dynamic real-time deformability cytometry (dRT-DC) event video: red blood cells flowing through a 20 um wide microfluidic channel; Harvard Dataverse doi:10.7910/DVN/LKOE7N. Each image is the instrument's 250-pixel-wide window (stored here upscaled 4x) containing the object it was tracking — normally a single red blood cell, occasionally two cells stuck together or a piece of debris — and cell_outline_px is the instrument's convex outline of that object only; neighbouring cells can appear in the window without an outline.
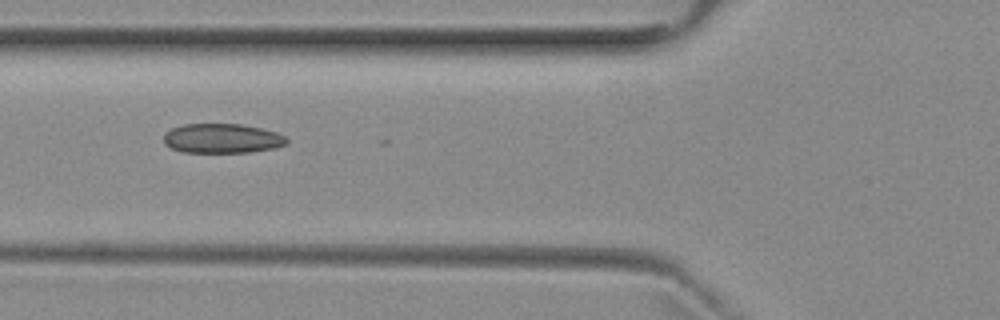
{"species": "common noctule bat (a hibernating species)", "species_latin": "Nyctalus noctula", "temperature_condition": "room temperature", "stored_images_in_passage": 4, "camera_frame_rate_fps": 3000, "um_per_image_px": 0.085, "animal": {"sex": "female", "body_mass_g": 29.2, "forearm_length_mm": 56.3}, "frame": {"image": 1, "passage_image": 2, "time_ms": 1.0, "image_size_px": [1000, 320], "cell_outline_px": [[288, 144], [276, 148], [252, 152], [184, 152], [172, 148], [164, 144], [164, 132], [172, 128], [184, 124], [244, 124], [276, 132], [284, 136], [288, 140]], "centroid_in_image_um": [18.9, 11.76], "position_along_channel_um": 106.9, "area_um2": 21.27}}
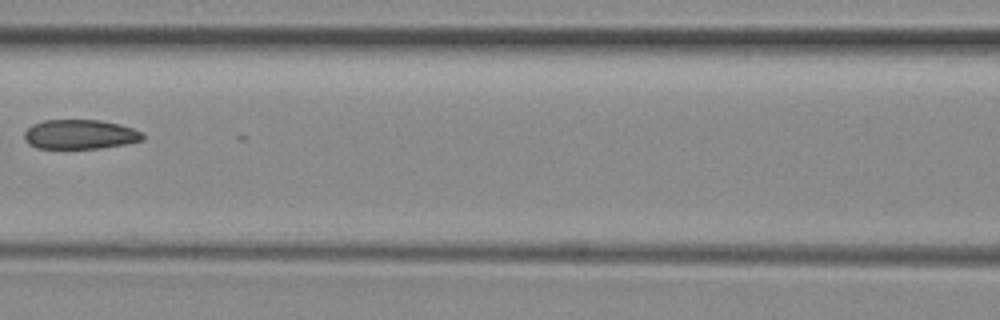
{"frame": {"image": 2, "passage_image": 3, "time_ms": 2.333, "image_size_px": [1000, 320], "cell_outline_px": [[144, 140], [124, 144], [100, 148], [36, 148], [28, 144], [24, 140], [24, 132], [32, 124], [44, 120], [100, 120], [120, 124], [144, 132]], "centroid_in_image_um": [6.8, 11.42], "position_along_channel_um": 159.8, "area_um2": 20.46}}
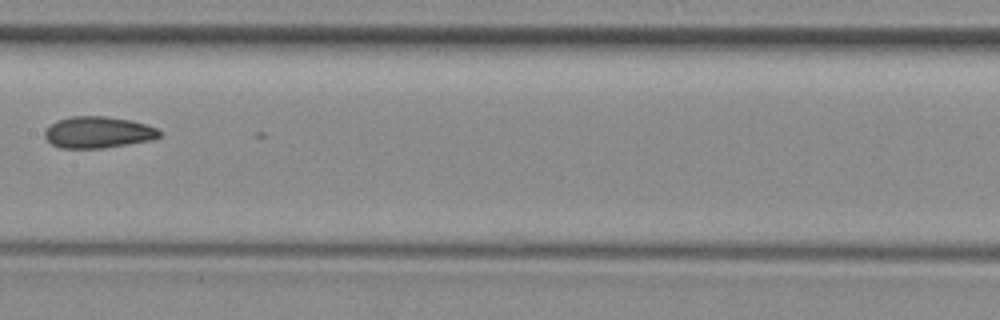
{"frame": {"image": 3, "passage_image": 4, "time_ms": 3.333, "image_size_px": [1000, 320], "cell_outline_px": [[160, 136], [152, 140], [100, 148], [60, 148], [52, 144], [44, 136], [44, 132], [56, 120], [72, 116], [108, 116], [132, 120], [148, 124], [156, 128], [160, 132]], "centroid_in_image_um": [8.34, 11.23], "position_along_channel_um": 199.1, "area_um2": 21.04}}